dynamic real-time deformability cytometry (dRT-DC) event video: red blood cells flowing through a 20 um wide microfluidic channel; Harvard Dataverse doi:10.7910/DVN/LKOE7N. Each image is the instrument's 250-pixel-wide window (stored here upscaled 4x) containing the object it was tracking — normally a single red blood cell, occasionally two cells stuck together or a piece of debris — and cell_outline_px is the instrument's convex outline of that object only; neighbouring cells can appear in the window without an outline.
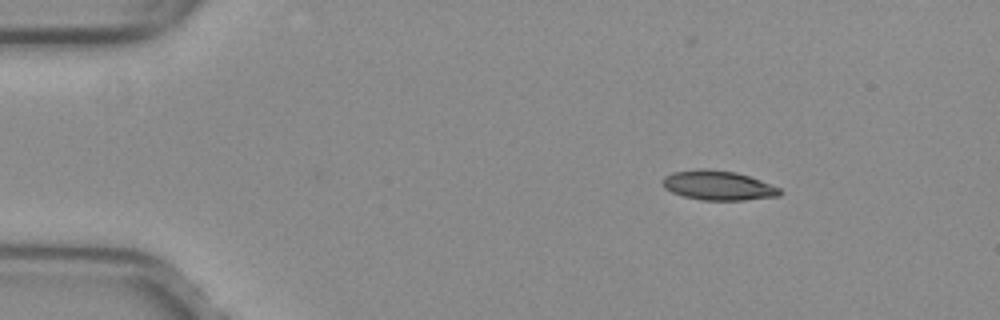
{"species": "common noctule bat (a hibernating species)", "species_latin": "Nyctalus noctula", "temperature_condition": "warm", "stored_images_in_passage": 35, "camera_frame_rate_fps": 3000, "um_per_image_px": 0.085, "animal": {"sex": "female", "body_mass_g": 29.2, "forearm_length_mm": 56.3}, "frame": {"image": 1, "passage_image": 1, "time_ms": 0.0, "image_size_px": [1000, 320], "cell_outline_px": [[784, 192], [780, 196], [744, 200], [700, 200], [684, 196], [672, 192], [664, 188], [664, 176], [672, 172], [700, 168], [708, 168], [736, 172], [760, 180], [780, 188]], "centroid_in_image_um": [61.06, 15.76], "position_along_channel_um": 23.9, "area_um2": 20.23}}
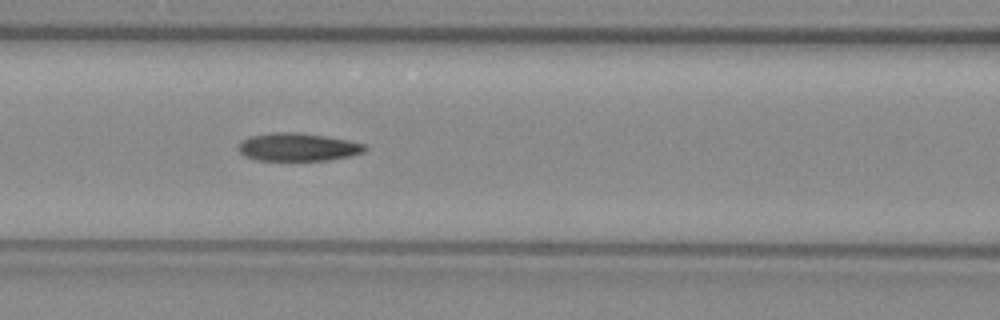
{"frame": {"image": 2, "passage_image": 16, "time_ms": 5.0, "image_size_px": [1000, 320], "cell_outline_px": [[368, 148], [364, 152], [352, 156], [328, 160], [256, 160], [244, 156], [236, 148], [240, 140], [248, 136], [272, 132], [296, 132], [324, 136], [348, 140], [368, 144]], "centroid_in_image_um": [25.31, 12.49], "position_along_channel_um": 141.3, "area_um2": 20.98}}
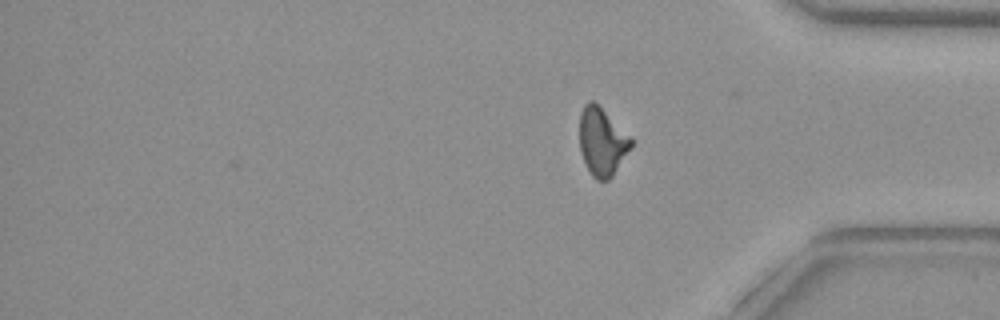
{"frame": {"image": 3, "passage_image": 35, "time_ms": 11.333, "image_size_px": [1000, 320], "cell_outline_px": [[632, 148], [612, 176], [608, 180], [596, 180], [592, 176], [580, 152], [580, 112], [584, 104], [588, 100], [592, 100], [632, 136]], "centroid_in_image_um": [51.19, 12.04], "position_along_channel_um": 384.0, "area_um2": 20.46}, "authors_computed_cell_mechanics": {"area_um2": 20.9236, "velocity_mm_per_s": 4.0111, "shape_relaxation_time_tau1_ms": null, "shape_relaxation_time_tau2_ms": 3.3259, "deformation_change_tau1": null, "deformation_change_tau2": 0.0936}}